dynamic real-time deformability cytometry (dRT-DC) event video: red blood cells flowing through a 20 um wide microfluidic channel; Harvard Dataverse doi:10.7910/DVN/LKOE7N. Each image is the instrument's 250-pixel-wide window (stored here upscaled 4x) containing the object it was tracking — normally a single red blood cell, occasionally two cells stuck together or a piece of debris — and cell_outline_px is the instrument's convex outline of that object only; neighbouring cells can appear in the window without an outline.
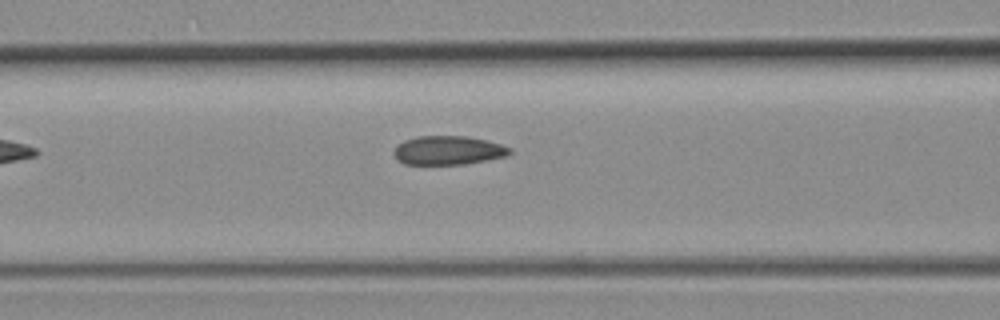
{"species": "common noctule bat (a hibernating species)", "species_latin": "Nyctalus noctula", "temperature_condition": "room temperature", "stored_images_in_passage": 5, "camera_frame_rate_fps": 3000, "um_per_image_px": 0.085, "animal": {"sex": "female", "body_mass_g": 19.3, "forearm_length_mm": 54.1}, "frame": {"image": 1, "passage_image": 5, "time_ms": 1.333, "image_size_px": [1000, 320], "cell_outline_px": [[512, 152], [508, 156], [488, 160], [464, 164], [404, 164], [396, 160], [392, 152], [396, 144], [404, 140], [416, 136], [468, 136], [488, 140], [512, 148]], "centroid_in_image_um": [38.08, 12.77], "position_along_channel_um": 128.5, "area_um2": 19.88}}